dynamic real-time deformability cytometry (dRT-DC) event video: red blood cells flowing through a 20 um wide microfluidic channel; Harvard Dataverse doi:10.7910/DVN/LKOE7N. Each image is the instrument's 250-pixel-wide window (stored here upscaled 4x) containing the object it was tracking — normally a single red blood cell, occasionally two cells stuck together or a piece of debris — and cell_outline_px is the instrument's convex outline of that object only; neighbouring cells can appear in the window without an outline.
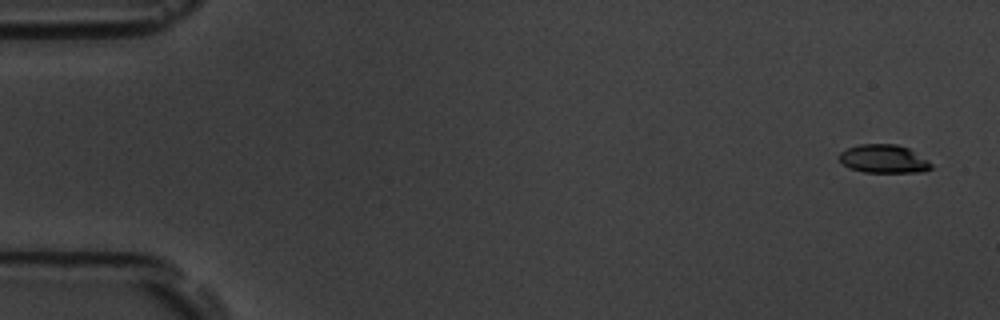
{"species": "common noctule bat (a hibernating species)", "species_latin": "Nyctalus noctula", "temperature_condition": "room temperature", "stored_images_in_passage": 5, "camera_frame_rate_fps": 3000, "um_per_image_px": 0.085, "animal": {"sex": "male", "body_mass_g": 19.5, "forearm_length_mm": 54.6}, "frame": {"image": 1, "passage_image": 1, "time_ms": 0.0, "image_size_px": [1000, 320], "cell_outline_px": [[932, 168], [924, 172], [864, 172], [848, 168], [840, 160], [840, 152], [848, 148], [860, 144], [896, 144], [908, 148], [928, 160], [932, 164]], "centroid_in_image_um": [75.13, 13.51], "position_along_channel_um": 9.9, "area_um2": 15.14}}
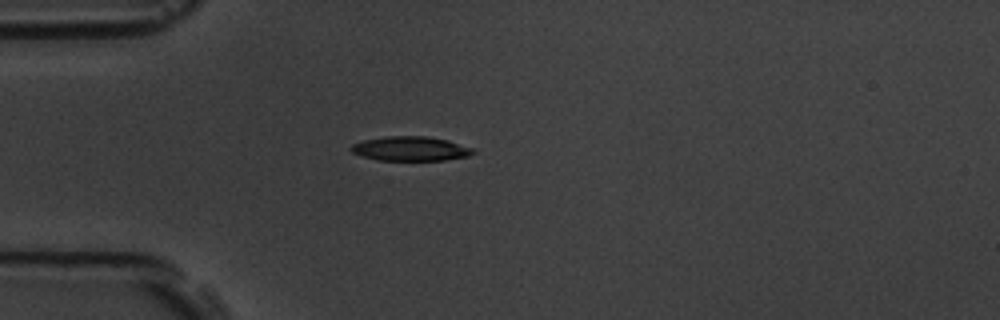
{"frame": {"image": 2, "passage_image": 5, "time_ms": 4.667, "image_size_px": [1000, 320], "cell_outline_px": [[476, 152], [468, 156], [444, 160], [376, 160], [352, 152], [348, 148], [352, 144], [364, 140], [388, 136], [424, 136], [448, 140], [476, 148]], "centroid_in_image_um": [34.93, 12.63], "position_along_channel_um": 50.1, "area_um2": 17.4}}